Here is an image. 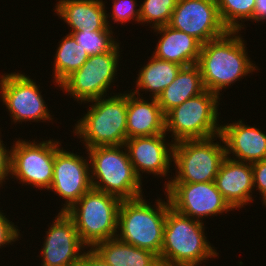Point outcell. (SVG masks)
Masks as SVG:
<instances>
[{
    "label": "cell",
    "mask_w": 266,
    "mask_h": 266,
    "mask_svg": "<svg viewBox=\"0 0 266 266\" xmlns=\"http://www.w3.org/2000/svg\"><path fill=\"white\" fill-rule=\"evenodd\" d=\"M205 91L199 67H182L173 82L158 96L157 101L166 115L171 109L184 101L198 96Z\"/></svg>",
    "instance_id": "23"
},
{
    "label": "cell",
    "mask_w": 266,
    "mask_h": 266,
    "mask_svg": "<svg viewBox=\"0 0 266 266\" xmlns=\"http://www.w3.org/2000/svg\"><path fill=\"white\" fill-rule=\"evenodd\" d=\"M92 106L75 126L87 148L124 145L127 140V94L91 100ZM93 102H95L93 104Z\"/></svg>",
    "instance_id": "6"
},
{
    "label": "cell",
    "mask_w": 266,
    "mask_h": 266,
    "mask_svg": "<svg viewBox=\"0 0 266 266\" xmlns=\"http://www.w3.org/2000/svg\"><path fill=\"white\" fill-rule=\"evenodd\" d=\"M216 136L206 139H185L174 143L173 161L177 174L169 183L214 182L226 158L225 145L214 143ZM214 139V140H213Z\"/></svg>",
    "instance_id": "8"
},
{
    "label": "cell",
    "mask_w": 266,
    "mask_h": 266,
    "mask_svg": "<svg viewBox=\"0 0 266 266\" xmlns=\"http://www.w3.org/2000/svg\"><path fill=\"white\" fill-rule=\"evenodd\" d=\"M0 211V248L4 244H11V242L18 240L19 230L15 227L14 223L10 222Z\"/></svg>",
    "instance_id": "31"
},
{
    "label": "cell",
    "mask_w": 266,
    "mask_h": 266,
    "mask_svg": "<svg viewBox=\"0 0 266 266\" xmlns=\"http://www.w3.org/2000/svg\"><path fill=\"white\" fill-rule=\"evenodd\" d=\"M168 25L196 38L202 45L228 32L216 0H178Z\"/></svg>",
    "instance_id": "12"
},
{
    "label": "cell",
    "mask_w": 266,
    "mask_h": 266,
    "mask_svg": "<svg viewBox=\"0 0 266 266\" xmlns=\"http://www.w3.org/2000/svg\"><path fill=\"white\" fill-rule=\"evenodd\" d=\"M55 141L53 180L49 190L66 200L61 212L68 211L92 188L90 164L82 156L59 148Z\"/></svg>",
    "instance_id": "14"
},
{
    "label": "cell",
    "mask_w": 266,
    "mask_h": 266,
    "mask_svg": "<svg viewBox=\"0 0 266 266\" xmlns=\"http://www.w3.org/2000/svg\"><path fill=\"white\" fill-rule=\"evenodd\" d=\"M203 224L170 207L158 256L161 266H198L203 260L217 257L215 248L206 240Z\"/></svg>",
    "instance_id": "2"
},
{
    "label": "cell",
    "mask_w": 266,
    "mask_h": 266,
    "mask_svg": "<svg viewBox=\"0 0 266 266\" xmlns=\"http://www.w3.org/2000/svg\"><path fill=\"white\" fill-rule=\"evenodd\" d=\"M121 201L112 194L91 188L66 211L85 246L92 249L99 242L116 238Z\"/></svg>",
    "instance_id": "5"
},
{
    "label": "cell",
    "mask_w": 266,
    "mask_h": 266,
    "mask_svg": "<svg viewBox=\"0 0 266 266\" xmlns=\"http://www.w3.org/2000/svg\"><path fill=\"white\" fill-rule=\"evenodd\" d=\"M92 249L110 266H161L158 255L152 251L117 238L99 242Z\"/></svg>",
    "instance_id": "22"
},
{
    "label": "cell",
    "mask_w": 266,
    "mask_h": 266,
    "mask_svg": "<svg viewBox=\"0 0 266 266\" xmlns=\"http://www.w3.org/2000/svg\"><path fill=\"white\" fill-rule=\"evenodd\" d=\"M112 19L115 22L123 24L131 19L140 22V8L134 9L136 0H113Z\"/></svg>",
    "instance_id": "29"
},
{
    "label": "cell",
    "mask_w": 266,
    "mask_h": 266,
    "mask_svg": "<svg viewBox=\"0 0 266 266\" xmlns=\"http://www.w3.org/2000/svg\"><path fill=\"white\" fill-rule=\"evenodd\" d=\"M215 185L229 205L237 210L249 201H253V170L252 164L240 162L226 156L222 162L218 174L215 177Z\"/></svg>",
    "instance_id": "18"
},
{
    "label": "cell",
    "mask_w": 266,
    "mask_h": 266,
    "mask_svg": "<svg viewBox=\"0 0 266 266\" xmlns=\"http://www.w3.org/2000/svg\"><path fill=\"white\" fill-rule=\"evenodd\" d=\"M5 148L3 141L0 140V184L7 179L6 177L10 173L11 150L8 151Z\"/></svg>",
    "instance_id": "32"
},
{
    "label": "cell",
    "mask_w": 266,
    "mask_h": 266,
    "mask_svg": "<svg viewBox=\"0 0 266 266\" xmlns=\"http://www.w3.org/2000/svg\"><path fill=\"white\" fill-rule=\"evenodd\" d=\"M154 30L163 33L157 43L154 57L182 67L197 64L202 44L196 38L169 25L160 26Z\"/></svg>",
    "instance_id": "21"
},
{
    "label": "cell",
    "mask_w": 266,
    "mask_h": 266,
    "mask_svg": "<svg viewBox=\"0 0 266 266\" xmlns=\"http://www.w3.org/2000/svg\"><path fill=\"white\" fill-rule=\"evenodd\" d=\"M60 42L54 60V80L58 85L79 70L89 57L71 34H67Z\"/></svg>",
    "instance_id": "25"
},
{
    "label": "cell",
    "mask_w": 266,
    "mask_h": 266,
    "mask_svg": "<svg viewBox=\"0 0 266 266\" xmlns=\"http://www.w3.org/2000/svg\"><path fill=\"white\" fill-rule=\"evenodd\" d=\"M142 68L136 80L137 89L132 93L140 96L139 90L145 89V91L152 92L151 98H158L163 90L173 82L182 66L152 56L149 63Z\"/></svg>",
    "instance_id": "24"
},
{
    "label": "cell",
    "mask_w": 266,
    "mask_h": 266,
    "mask_svg": "<svg viewBox=\"0 0 266 266\" xmlns=\"http://www.w3.org/2000/svg\"><path fill=\"white\" fill-rule=\"evenodd\" d=\"M42 247V266H75L80 260L81 249L86 247L80 240L74 221L66 212H59Z\"/></svg>",
    "instance_id": "15"
},
{
    "label": "cell",
    "mask_w": 266,
    "mask_h": 266,
    "mask_svg": "<svg viewBox=\"0 0 266 266\" xmlns=\"http://www.w3.org/2000/svg\"><path fill=\"white\" fill-rule=\"evenodd\" d=\"M253 187L260 191L266 206V159L252 163Z\"/></svg>",
    "instance_id": "30"
},
{
    "label": "cell",
    "mask_w": 266,
    "mask_h": 266,
    "mask_svg": "<svg viewBox=\"0 0 266 266\" xmlns=\"http://www.w3.org/2000/svg\"><path fill=\"white\" fill-rule=\"evenodd\" d=\"M266 20V0H256L255 21Z\"/></svg>",
    "instance_id": "34"
},
{
    "label": "cell",
    "mask_w": 266,
    "mask_h": 266,
    "mask_svg": "<svg viewBox=\"0 0 266 266\" xmlns=\"http://www.w3.org/2000/svg\"><path fill=\"white\" fill-rule=\"evenodd\" d=\"M219 96L205 90L184 101L165 115V132H171L174 143L185 139H206L221 132L217 124Z\"/></svg>",
    "instance_id": "7"
},
{
    "label": "cell",
    "mask_w": 266,
    "mask_h": 266,
    "mask_svg": "<svg viewBox=\"0 0 266 266\" xmlns=\"http://www.w3.org/2000/svg\"><path fill=\"white\" fill-rule=\"evenodd\" d=\"M55 141L18 140L11 148L10 175L23 183L48 190L53 180Z\"/></svg>",
    "instance_id": "10"
},
{
    "label": "cell",
    "mask_w": 266,
    "mask_h": 266,
    "mask_svg": "<svg viewBox=\"0 0 266 266\" xmlns=\"http://www.w3.org/2000/svg\"><path fill=\"white\" fill-rule=\"evenodd\" d=\"M127 139L165 133V115L157 98L151 102L130 92L127 94Z\"/></svg>",
    "instance_id": "20"
},
{
    "label": "cell",
    "mask_w": 266,
    "mask_h": 266,
    "mask_svg": "<svg viewBox=\"0 0 266 266\" xmlns=\"http://www.w3.org/2000/svg\"><path fill=\"white\" fill-rule=\"evenodd\" d=\"M119 48V43H117L110 51L89 56L82 67L67 77L59 86L81 103L105 98L104 95L117 72Z\"/></svg>",
    "instance_id": "9"
},
{
    "label": "cell",
    "mask_w": 266,
    "mask_h": 266,
    "mask_svg": "<svg viewBox=\"0 0 266 266\" xmlns=\"http://www.w3.org/2000/svg\"><path fill=\"white\" fill-rule=\"evenodd\" d=\"M238 122L220 126L217 137L225 144L226 156L233 153L238 159L233 160L250 164L266 159V133Z\"/></svg>",
    "instance_id": "17"
},
{
    "label": "cell",
    "mask_w": 266,
    "mask_h": 266,
    "mask_svg": "<svg viewBox=\"0 0 266 266\" xmlns=\"http://www.w3.org/2000/svg\"><path fill=\"white\" fill-rule=\"evenodd\" d=\"M222 23L228 31L241 30V20L255 21L256 0H216ZM239 19V21H238Z\"/></svg>",
    "instance_id": "26"
},
{
    "label": "cell",
    "mask_w": 266,
    "mask_h": 266,
    "mask_svg": "<svg viewBox=\"0 0 266 266\" xmlns=\"http://www.w3.org/2000/svg\"><path fill=\"white\" fill-rule=\"evenodd\" d=\"M55 11L71 27L72 32L112 31L102 0H59Z\"/></svg>",
    "instance_id": "19"
},
{
    "label": "cell",
    "mask_w": 266,
    "mask_h": 266,
    "mask_svg": "<svg viewBox=\"0 0 266 266\" xmlns=\"http://www.w3.org/2000/svg\"><path fill=\"white\" fill-rule=\"evenodd\" d=\"M140 196L122 200L118 211L116 238L120 241L152 251L160 255L167 210L171 207L169 199L156 200V209Z\"/></svg>",
    "instance_id": "3"
},
{
    "label": "cell",
    "mask_w": 266,
    "mask_h": 266,
    "mask_svg": "<svg viewBox=\"0 0 266 266\" xmlns=\"http://www.w3.org/2000/svg\"><path fill=\"white\" fill-rule=\"evenodd\" d=\"M86 252L75 266H110L93 249Z\"/></svg>",
    "instance_id": "33"
},
{
    "label": "cell",
    "mask_w": 266,
    "mask_h": 266,
    "mask_svg": "<svg viewBox=\"0 0 266 266\" xmlns=\"http://www.w3.org/2000/svg\"><path fill=\"white\" fill-rule=\"evenodd\" d=\"M237 33L238 31H228L201 47L196 65L199 67L205 90L218 96L223 88L256 70L246 54L248 52L243 39Z\"/></svg>",
    "instance_id": "1"
},
{
    "label": "cell",
    "mask_w": 266,
    "mask_h": 266,
    "mask_svg": "<svg viewBox=\"0 0 266 266\" xmlns=\"http://www.w3.org/2000/svg\"><path fill=\"white\" fill-rule=\"evenodd\" d=\"M166 132L153 136L129 138L125 142L129 159L138 177L140 171L167 176L173 161L174 143H165ZM170 145V146H169ZM169 148V149H168Z\"/></svg>",
    "instance_id": "16"
},
{
    "label": "cell",
    "mask_w": 266,
    "mask_h": 266,
    "mask_svg": "<svg viewBox=\"0 0 266 266\" xmlns=\"http://www.w3.org/2000/svg\"><path fill=\"white\" fill-rule=\"evenodd\" d=\"M164 190L171 208L198 221H202V217L233 210L215 182L169 183Z\"/></svg>",
    "instance_id": "11"
},
{
    "label": "cell",
    "mask_w": 266,
    "mask_h": 266,
    "mask_svg": "<svg viewBox=\"0 0 266 266\" xmlns=\"http://www.w3.org/2000/svg\"><path fill=\"white\" fill-rule=\"evenodd\" d=\"M124 147L125 145L96 146L87 148V152L90 158L92 188L121 200H128L143 196V193L141 179ZM122 148L125 151L120 150Z\"/></svg>",
    "instance_id": "4"
},
{
    "label": "cell",
    "mask_w": 266,
    "mask_h": 266,
    "mask_svg": "<svg viewBox=\"0 0 266 266\" xmlns=\"http://www.w3.org/2000/svg\"><path fill=\"white\" fill-rule=\"evenodd\" d=\"M177 1L178 0H144L143 4L139 6L140 22H153L152 28L168 25Z\"/></svg>",
    "instance_id": "27"
},
{
    "label": "cell",
    "mask_w": 266,
    "mask_h": 266,
    "mask_svg": "<svg viewBox=\"0 0 266 266\" xmlns=\"http://www.w3.org/2000/svg\"><path fill=\"white\" fill-rule=\"evenodd\" d=\"M112 31H76L71 34L80 46H83L86 53L91 56L102 52L110 51L117 42L112 38Z\"/></svg>",
    "instance_id": "28"
},
{
    "label": "cell",
    "mask_w": 266,
    "mask_h": 266,
    "mask_svg": "<svg viewBox=\"0 0 266 266\" xmlns=\"http://www.w3.org/2000/svg\"><path fill=\"white\" fill-rule=\"evenodd\" d=\"M36 82L21 73L2 75L0 93L14 122L52 120Z\"/></svg>",
    "instance_id": "13"
}]
</instances>
